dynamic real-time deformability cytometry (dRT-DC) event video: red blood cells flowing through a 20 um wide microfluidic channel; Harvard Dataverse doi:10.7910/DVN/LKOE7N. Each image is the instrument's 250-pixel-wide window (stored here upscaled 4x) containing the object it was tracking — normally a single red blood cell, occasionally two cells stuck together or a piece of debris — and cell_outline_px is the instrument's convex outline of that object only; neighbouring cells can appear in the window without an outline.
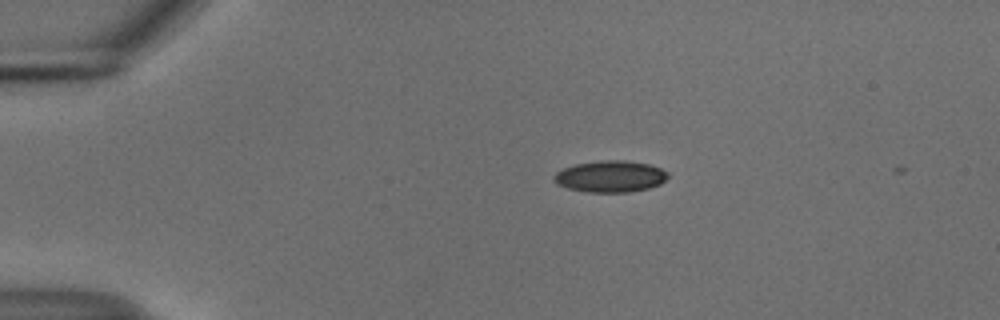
{"species": "common noctule bat (a hibernating species)", "species_latin": "Nyctalus noctula", "temperature_condition": "cold", "stored_images_in_passage": 6, "camera_frame_rate_fps": 3000, "um_per_image_px": 0.085, "animal": {"sex": "male", "body_mass_g": 18.8}, "frame": {"image": 1, "passage_image": 2, "time_ms": 0.333, "image_size_px": [1000, 320], "cell_outline_px": [[668, 176], [660, 184], [648, 188], [628, 192], [584, 192], [568, 188], [556, 184], [552, 180], [552, 176], [556, 172], [564, 168], [576, 164], [600, 160], [624, 160], [648, 164], [660, 168], [668, 172]], "centroid_in_image_um": [51.84, 15.0], "position_along_channel_um": 33.2, "area_um2": 20.98}}